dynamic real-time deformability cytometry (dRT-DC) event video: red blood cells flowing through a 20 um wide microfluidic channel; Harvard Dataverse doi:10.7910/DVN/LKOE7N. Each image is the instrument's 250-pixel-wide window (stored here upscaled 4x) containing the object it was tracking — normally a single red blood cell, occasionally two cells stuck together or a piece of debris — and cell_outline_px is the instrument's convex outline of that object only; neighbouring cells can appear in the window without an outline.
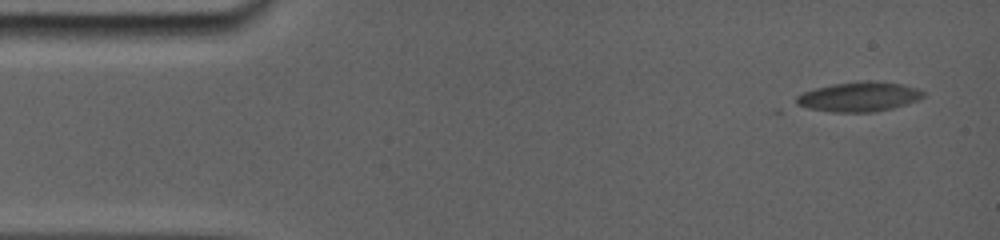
{"species": "common noctule bat (a hibernating species)", "species_latin": "Nyctalus noctula", "temperature_condition": "room temperature", "stored_images_in_passage": 24, "camera_frame_rate_fps": 5000, "um_per_image_px": 0.085, "animal": {"sex": "female", "body_mass_g": 19.0, "forearm_length_mm": 56.7}, "frame": {"image": 1, "passage_image": 1, "time_ms": 0.0, "image_size_px": [1000, 240], "cell_outline_px": [[924, 96], [916, 100], [892, 108], [868, 112], [836, 112], [808, 108], [796, 104], [796, 96], [804, 92], [816, 88], [832, 84], [860, 80], [872, 80], [904, 84], [916, 88], [924, 92]], "centroid_in_image_um": [73.01, 8.2], "position_along_channel_um": 12.0, "area_um2": 21.79}}
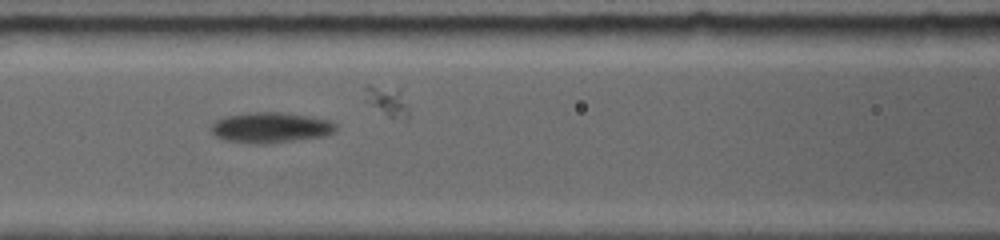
{"frame": {"image": 2, "passage_image": 11, "time_ms": 6.4, "image_size_px": [1000, 240], "cell_outline_px": [[336, 128], [332, 132], [316, 136], [280, 140], [232, 140], [216, 136], [212, 132], [212, 124], [216, 120], [228, 116], [256, 112], [280, 112], [308, 116], [328, 120]], "centroid_in_image_um": [22.97, 10.76], "position_along_channel_um": 143.6, "area_um2": 20.0}}
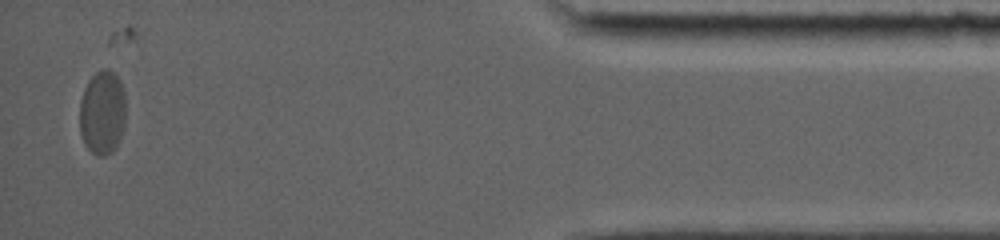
{"frame": {"image": 3, "passage_image": 24, "time_ms": 15.6, "image_size_px": [1000, 240], "cell_outline_px": [[124, 128], [112, 152], [104, 156], [100, 156], [92, 152], [84, 144], [80, 132], [80, 100], [84, 88], [88, 80], [96, 72], [104, 68], [112, 72], [120, 80], [124, 88]], "centroid_in_image_um": [8.69, 9.55], "position_along_channel_um": 426.5, "area_um2": 22.54}}